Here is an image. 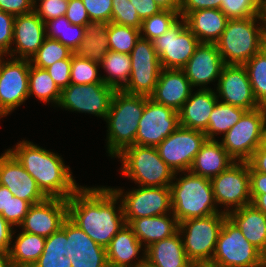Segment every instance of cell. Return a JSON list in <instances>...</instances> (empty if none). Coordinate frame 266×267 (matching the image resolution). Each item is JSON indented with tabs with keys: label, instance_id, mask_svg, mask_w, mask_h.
<instances>
[{
	"label": "cell",
	"instance_id": "74e56055",
	"mask_svg": "<svg viewBox=\"0 0 266 267\" xmlns=\"http://www.w3.org/2000/svg\"><path fill=\"white\" fill-rule=\"evenodd\" d=\"M257 102L266 107V53L263 49L244 64Z\"/></svg>",
	"mask_w": 266,
	"mask_h": 267
},
{
	"label": "cell",
	"instance_id": "753ad0ef",
	"mask_svg": "<svg viewBox=\"0 0 266 267\" xmlns=\"http://www.w3.org/2000/svg\"><path fill=\"white\" fill-rule=\"evenodd\" d=\"M263 267H266V256H265V259H264V265Z\"/></svg>",
	"mask_w": 266,
	"mask_h": 267
},
{
	"label": "cell",
	"instance_id": "8c879c8a",
	"mask_svg": "<svg viewBox=\"0 0 266 267\" xmlns=\"http://www.w3.org/2000/svg\"><path fill=\"white\" fill-rule=\"evenodd\" d=\"M262 49L266 53V30L263 36V48Z\"/></svg>",
	"mask_w": 266,
	"mask_h": 267
},
{
	"label": "cell",
	"instance_id": "816d5d0a",
	"mask_svg": "<svg viewBox=\"0 0 266 267\" xmlns=\"http://www.w3.org/2000/svg\"><path fill=\"white\" fill-rule=\"evenodd\" d=\"M44 250L65 252L64 256H69L67 252V219L63 222L62 227L58 231L46 238Z\"/></svg>",
	"mask_w": 266,
	"mask_h": 267
},
{
	"label": "cell",
	"instance_id": "4316f807",
	"mask_svg": "<svg viewBox=\"0 0 266 267\" xmlns=\"http://www.w3.org/2000/svg\"><path fill=\"white\" fill-rule=\"evenodd\" d=\"M128 225L145 249L155 242L173 236L179 228V222L172 213L140 217L133 219Z\"/></svg>",
	"mask_w": 266,
	"mask_h": 267
},
{
	"label": "cell",
	"instance_id": "4fadbf2b",
	"mask_svg": "<svg viewBox=\"0 0 266 267\" xmlns=\"http://www.w3.org/2000/svg\"><path fill=\"white\" fill-rule=\"evenodd\" d=\"M152 42L163 69H182L200 44L184 18H180L166 33Z\"/></svg>",
	"mask_w": 266,
	"mask_h": 267
},
{
	"label": "cell",
	"instance_id": "ffe728a7",
	"mask_svg": "<svg viewBox=\"0 0 266 267\" xmlns=\"http://www.w3.org/2000/svg\"><path fill=\"white\" fill-rule=\"evenodd\" d=\"M0 185L6 186L14 196L28 201L31 205L48 198L35 179L8 150L0 156Z\"/></svg>",
	"mask_w": 266,
	"mask_h": 267
},
{
	"label": "cell",
	"instance_id": "7dc6e473",
	"mask_svg": "<svg viewBox=\"0 0 266 267\" xmlns=\"http://www.w3.org/2000/svg\"><path fill=\"white\" fill-rule=\"evenodd\" d=\"M90 21L111 22L112 0H82Z\"/></svg>",
	"mask_w": 266,
	"mask_h": 267
},
{
	"label": "cell",
	"instance_id": "f546056e",
	"mask_svg": "<svg viewBox=\"0 0 266 267\" xmlns=\"http://www.w3.org/2000/svg\"><path fill=\"white\" fill-rule=\"evenodd\" d=\"M145 261L155 267H191L179 232L151 244L145 250Z\"/></svg>",
	"mask_w": 266,
	"mask_h": 267
},
{
	"label": "cell",
	"instance_id": "44dd1931",
	"mask_svg": "<svg viewBox=\"0 0 266 267\" xmlns=\"http://www.w3.org/2000/svg\"><path fill=\"white\" fill-rule=\"evenodd\" d=\"M224 66L216 43H200L182 70L192 88L203 90L211 89L206 86L219 79Z\"/></svg>",
	"mask_w": 266,
	"mask_h": 267
},
{
	"label": "cell",
	"instance_id": "5b68a950",
	"mask_svg": "<svg viewBox=\"0 0 266 267\" xmlns=\"http://www.w3.org/2000/svg\"><path fill=\"white\" fill-rule=\"evenodd\" d=\"M265 30L263 16L229 19L220 39L216 42L224 63L244 65L259 53L263 48Z\"/></svg>",
	"mask_w": 266,
	"mask_h": 267
},
{
	"label": "cell",
	"instance_id": "a7ac6f4b",
	"mask_svg": "<svg viewBox=\"0 0 266 267\" xmlns=\"http://www.w3.org/2000/svg\"><path fill=\"white\" fill-rule=\"evenodd\" d=\"M263 17H264V23L266 26V0H263Z\"/></svg>",
	"mask_w": 266,
	"mask_h": 267
},
{
	"label": "cell",
	"instance_id": "4dcf8cb0",
	"mask_svg": "<svg viewBox=\"0 0 266 267\" xmlns=\"http://www.w3.org/2000/svg\"><path fill=\"white\" fill-rule=\"evenodd\" d=\"M184 19L200 43H216L229 20L220 9L210 8L192 11Z\"/></svg>",
	"mask_w": 266,
	"mask_h": 267
},
{
	"label": "cell",
	"instance_id": "52a82bcc",
	"mask_svg": "<svg viewBox=\"0 0 266 267\" xmlns=\"http://www.w3.org/2000/svg\"><path fill=\"white\" fill-rule=\"evenodd\" d=\"M226 217L227 214L222 211L179 222L178 232L181 235L185 253L192 263L212 260Z\"/></svg>",
	"mask_w": 266,
	"mask_h": 267
},
{
	"label": "cell",
	"instance_id": "91938a15",
	"mask_svg": "<svg viewBox=\"0 0 266 267\" xmlns=\"http://www.w3.org/2000/svg\"><path fill=\"white\" fill-rule=\"evenodd\" d=\"M247 162L255 171L266 174V149L258 147Z\"/></svg>",
	"mask_w": 266,
	"mask_h": 267
},
{
	"label": "cell",
	"instance_id": "d4e9b609",
	"mask_svg": "<svg viewBox=\"0 0 266 267\" xmlns=\"http://www.w3.org/2000/svg\"><path fill=\"white\" fill-rule=\"evenodd\" d=\"M142 247L133 229L125 224L106 247L108 267H138L145 261L146 249ZM141 250L143 255L137 256Z\"/></svg>",
	"mask_w": 266,
	"mask_h": 267
},
{
	"label": "cell",
	"instance_id": "ee69618b",
	"mask_svg": "<svg viewBox=\"0 0 266 267\" xmlns=\"http://www.w3.org/2000/svg\"><path fill=\"white\" fill-rule=\"evenodd\" d=\"M111 22L141 29L142 21L130 0H112Z\"/></svg>",
	"mask_w": 266,
	"mask_h": 267
},
{
	"label": "cell",
	"instance_id": "9f6ffc18",
	"mask_svg": "<svg viewBox=\"0 0 266 267\" xmlns=\"http://www.w3.org/2000/svg\"><path fill=\"white\" fill-rule=\"evenodd\" d=\"M250 197L253 201L259 194L266 193V174L255 171L249 165Z\"/></svg>",
	"mask_w": 266,
	"mask_h": 267
},
{
	"label": "cell",
	"instance_id": "9c48e42d",
	"mask_svg": "<svg viewBox=\"0 0 266 267\" xmlns=\"http://www.w3.org/2000/svg\"><path fill=\"white\" fill-rule=\"evenodd\" d=\"M111 189L121 200L126 224L140 217L172 213L170 186H138L129 192H125L121 188Z\"/></svg>",
	"mask_w": 266,
	"mask_h": 267
},
{
	"label": "cell",
	"instance_id": "ac0fdd59",
	"mask_svg": "<svg viewBox=\"0 0 266 267\" xmlns=\"http://www.w3.org/2000/svg\"><path fill=\"white\" fill-rule=\"evenodd\" d=\"M216 95L220 102L253 110L257 102L244 65L225 64L217 81Z\"/></svg>",
	"mask_w": 266,
	"mask_h": 267
},
{
	"label": "cell",
	"instance_id": "7c38bea8",
	"mask_svg": "<svg viewBox=\"0 0 266 267\" xmlns=\"http://www.w3.org/2000/svg\"><path fill=\"white\" fill-rule=\"evenodd\" d=\"M129 55L132 63L131 74L122 91L130 95L150 97L154 93L162 69L153 42L140 37Z\"/></svg>",
	"mask_w": 266,
	"mask_h": 267
},
{
	"label": "cell",
	"instance_id": "cb8c5ba5",
	"mask_svg": "<svg viewBox=\"0 0 266 267\" xmlns=\"http://www.w3.org/2000/svg\"><path fill=\"white\" fill-rule=\"evenodd\" d=\"M191 92H193L192 86L182 69L162 68L150 98L179 112Z\"/></svg>",
	"mask_w": 266,
	"mask_h": 267
},
{
	"label": "cell",
	"instance_id": "e0dca14e",
	"mask_svg": "<svg viewBox=\"0 0 266 267\" xmlns=\"http://www.w3.org/2000/svg\"><path fill=\"white\" fill-rule=\"evenodd\" d=\"M179 126V112L148 97L139 121L135 144L157 147Z\"/></svg>",
	"mask_w": 266,
	"mask_h": 267
},
{
	"label": "cell",
	"instance_id": "2e32d148",
	"mask_svg": "<svg viewBox=\"0 0 266 267\" xmlns=\"http://www.w3.org/2000/svg\"><path fill=\"white\" fill-rule=\"evenodd\" d=\"M207 140L203 131L179 126L157 147L161 159L174 172L189 171L196 154Z\"/></svg>",
	"mask_w": 266,
	"mask_h": 267
},
{
	"label": "cell",
	"instance_id": "f907efd6",
	"mask_svg": "<svg viewBox=\"0 0 266 267\" xmlns=\"http://www.w3.org/2000/svg\"><path fill=\"white\" fill-rule=\"evenodd\" d=\"M65 252L43 250L39 259L32 267H72L70 257Z\"/></svg>",
	"mask_w": 266,
	"mask_h": 267
},
{
	"label": "cell",
	"instance_id": "f1b7e54d",
	"mask_svg": "<svg viewBox=\"0 0 266 267\" xmlns=\"http://www.w3.org/2000/svg\"><path fill=\"white\" fill-rule=\"evenodd\" d=\"M235 160L219 140H206L196 154L190 172L211 179L226 170Z\"/></svg>",
	"mask_w": 266,
	"mask_h": 267
},
{
	"label": "cell",
	"instance_id": "d590c367",
	"mask_svg": "<svg viewBox=\"0 0 266 267\" xmlns=\"http://www.w3.org/2000/svg\"><path fill=\"white\" fill-rule=\"evenodd\" d=\"M46 37L60 41L72 52L81 44L85 36V26L72 24L66 16L45 22Z\"/></svg>",
	"mask_w": 266,
	"mask_h": 267
},
{
	"label": "cell",
	"instance_id": "5bb4252c",
	"mask_svg": "<svg viewBox=\"0 0 266 267\" xmlns=\"http://www.w3.org/2000/svg\"><path fill=\"white\" fill-rule=\"evenodd\" d=\"M4 58L0 56V118L29 98L30 59Z\"/></svg>",
	"mask_w": 266,
	"mask_h": 267
},
{
	"label": "cell",
	"instance_id": "30bf717a",
	"mask_svg": "<svg viewBox=\"0 0 266 267\" xmlns=\"http://www.w3.org/2000/svg\"><path fill=\"white\" fill-rule=\"evenodd\" d=\"M210 181L216 205H223L224 213L228 214L230 211L252 203L247 161H235Z\"/></svg>",
	"mask_w": 266,
	"mask_h": 267
},
{
	"label": "cell",
	"instance_id": "7bdbcfd3",
	"mask_svg": "<svg viewBox=\"0 0 266 267\" xmlns=\"http://www.w3.org/2000/svg\"><path fill=\"white\" fill-rule=\"evenodd\" d=\"M220 10L228 19L263 16V0H221Z\"/></svg>",
	"mask_w": 266,
	"mask_h": 267
},
{
	"label": "cell",
	"instance_id": "6da1fadb",
	"mask_svg": "<svg viewBox=\"0 0 266 267\" xmlns=\"http://www.w3.org/2000/svg\"><path fill=\"white\" fill-rule=\"evenodd\" d=\"M67 205L68 218L104 248L126 224L121 200L110 186H81Z\"/></svg>",
	"mask_w": 266,
	"mask_h": 267
},
{
	"label": "cell",
	"instance_id": "3957f363",
	"mask_svg": "<svg viewBox=\"0 0 266 267\" xmlns=\"http://www.w3.org/2000/svg\"><path fill=\"white\" fill-rule=\"evenodd\" d=\"M147 96L130 95L122 90L114 93L105 119L107 127V152L114 158L124 148L135 145L139 121L145 109Z\"/></svg>",
	"mask_w": 266,
	"mask_h": 267
},
{
	"label": "cell",
	"instance_id": "681fc988",
	"mask_svg": "<svg viewBox=\"0 0 266 267\" xmlns=\"http://www.w3.org/2000/svg\"><path fill=\"white\" fill-rule=\"evenodd\" d=\"M71 63L72 55L68 59L57 61L46 68V71L61 91L71 84Z\"/></svg>",
	"mask_w": 266,
	"mask_h": 267
},
{
	"label": "cell",
	"instance_id": "ba28073f",
	"mask_svg": "<svg viewBox=\"0 0 266 267\" xmlns=\"http://www.w3.org/2000/svg\"><path fill=\"white\" fill-rule=\"evenodd\" d=\"M264 259L265 255L243 236L227 216L211 261L221 267H263Z\"/></svg>",
	"mask_w": 266,
	"mask_h": 267
},
{
	"label": "cell",
	"instance_id": "484cf974",
	"mask_svg": "<svg viewBox=\"0 0 266 267\" xmlns=\"http://www.w3.org/2000/svg\"><path fill=\"white\" fill-rule=\"evenodd\" d=\"M212 89H198L190 94L188 100L179 111V125L189 129L205 131L210 115L219 101Z\"/></svg>",
	"mask_w": 266,
	"mask_h": 267
},
{
	"label": "cell",
	"instance_id": "f5cc1de1",
	"mask_svg": "<svg viewBox=\"0 0 266 267\" xmlns=\"http://www.w3.org/2000/svg\"><path fill=\"white\" fill-rule=\"evenodd\" d=\"M65 16L74 25L85 26L90 21L82 0H69Z\"/></svg>",
	"mask_w": 266,
	"mask_h": 267
},
{
	"label": "cell",
	"instance_id": "89a4df30",
	"mask_svg": "<svg viewBox=\"0 0 266 267\" xmlns=\"http://www.w3.org/2000/svg\"><path fill=\"white\" fill-rule=\"evenodd\" d=\"M138 267H155V266L149 264L147 261H144Z\"/></svg>",
	"mask_w": 266,
	"mask_h": 267
},
{
	"label": "cell",
	"instance_id": "6125c7cd",
	"mask_svg": "<svg viewBox=\"0 0 266 267\" xmlns=\"http://www.w3.org/2000/svg\"><path fill=\"white\" fill-rule=\"evenodd\" d=\"M8 188L0 185V214L7 212Z\"/></svg>",
	"mask_w": 266,
	"mask_h": 267
},
{
	"label": "cell",
	"instance_id": "680465c9",
	"mask_svg": "<svg viewBox=\"0 0 266 267\" xmlns=\"http://www.w3.org/2000/svg\"><path fill=\"white\" fill-rule=\"evenodd\" d=\"M13 235V226L0 214V252H9Z\"/></svg>",
	"mask_w": 266,
	"mask_h": 267
},
{
	"label": "cell",
	"instance_id": "db71d44e",
	"mask_svg": "<svg viewBox=\"0 0 266 267\" xmlns=\"http://www.w3.org/2000/svg\"><path fill=\"white\" fill-rule=\"evenodd\" d=\"M221 0H180L179 14L185 18L190 12L200 9H220Z\"/></svg>",
	"mask_w": 266,
	"mask_h": 267
},
{
	"label": "cell",
	"instance_id": "8992f818",
	"mask_svg": "<svg viewBox=\"0 0 266 267\" xmlns=\"http://www.w3.org/2000/svg\"><path fill=\"white\" fill-rule=\"evenodd\" d=\"M115 158L121 161V174L138 186H170L175 172L159 156L156 147L130 145Z\"/></svg>",
	"mask_w": 266,
	"mask_h": 267
},
{
	"label": "cell",
	"instance_id": "7a4b0ae2",
	"mask_svg": "<svg viewBox=\"0 0 266 267\" xmlns=\"http://www.w3.org/2000/svg\"><path fill=\"white\" fill-rule=\"evenodd\" d=\"M35 179L40 190L48 198L69 199L80 187L69 166L58 154L22 140L14 148L7 149Z\"/></svg>",
	"mask_w": 266,
	"mask_h": 267
},
{
	"label": "cell",
	"instance_id": "2644e50d",
	"mask_svg": "<svg viewBox=\"0 0 266 267\" xmlns=\"http://www.w3.org/2000/svg\"><path fill=\"white\" fill-rule=\"evenodd\" d=\"M29 1L32 4L33 8H35L37 6V4H38V1H40V3H41V2H43L45 0H29Z\"/></svg>",
	"mask_w": 266,
	"mask_h": 267
},
{
	"label": "cell",
	"instance_id": "ab89813d",
	"mask_svg": "<svg viewBox=\"0 0 266 267\" xmlns=\"http://www.w3.org/2000/svg\"><path fill=\"white\" fill-rule=\"evenodd\" d=\"M179 11L161 10L142 21L141 38L153 41L166 33L180 19Z\"/></svg>",
	"mask_w": 266,
	"mask_h": 267
},
{
	"label": "cell",
	"instance_id": "8d00e7d4",
	"mask_svg": "<svg viewBox=\"0 0 266 267\" xmlns=\"http://www.w3.org/2000/svg\"><path fill=\"white\" fill-rule=\"evenodd\" d=\"M31 95L44 103L51 102L56 106H58L61 98V90L46 69L33 66L30 63L28 96Z\"/></svg>",
	"mask_w": 266,
	"mask_h": 267
},
{
	"label": "cell",
	"instance_id": "b9f144b4",
	"mask_svg": "<svg viewBox=\"0 0 266 267\" xmlns=\"http://www.w3.org/2000/svg\"><path fill=\"white\" fill-rule=\"evenodd\" d=\"M100 64L72 54L71 84L104 83L98 73Z\"/></svg>",
	"mask_w": 266,
	"mask_h": 267
},
{
	"label": "cell",
	"instance_id": "bcb514c9",
	"mask_svg": "<svg viewBox=\"0 0 266 267\" xmlns=\"http://www.w3.org/2000/svg\"><path fill=\"white\" fill-rule=\"evenodd\" d=\"M69 0H45L34 8L38 17L45 23L48 20L66 15Z\"/></svg>",
	"mask_w": 266,
	"mask_h": 267
},
{
	"label": "cell",
	"instance_id": "1f68e13d",
	"mask_svg": "<svg viewBox=\"0 0 266 267\" xmlns=\"http://www.w3.org/2000/svg\"><path fill=\"white\" fill-rule=\"evenodd\" d=\"M108 26L109 23L100 21L87 22L84 39L73 54L100 64L110 51L107 37Z\"/></svg>",
	"mask_w": 266,
	"mask_h": 267
},
{
	"label": "cell",
	"instance_id": "603a6c76",
	"mask_svg": "<svg viewBox=\"0 0 266 267\" xmlns=\"http://www.w3.org/2000/svg\"><path fill=\"white\" fill-rule=\"evenodd\" d=\"M67 252L72 267H108L106 248L67 218Z\"/></svg>",
	"mask_w": 266,
	"mask_h": 267
},
{
	"label": "cell",
	"instance_id": "f35d334b",
	"mask_svg": "<svg viewBox=\"0 0 266 267\" xmlns=\"http://www.w3.org/2000/svg\"><path fill=\"white\" fill-rule=\"evenodd\" d=\"M110 51L130 54L140 39V29L131 26L109 23L107 31Z\"/></svg>",
	"mask_w": 266,
	"mask_h": 267
},
{
	"label": "cell",
	"instance_id": "7402d4cb",
	"mask_svg": "<svg viewBox=\"0 0 266 267\" xmlns=\"http://www.w3.org/2000/svg\"><path fill=\"white\" fill-rule=\"evenodd\" d=\"M45 39V23L34 10L27 14L17 15L14 20L12 41V44L16 46L11 47L8 56L31 59Z\"/></svg>",
	"mask_w": 266,
	"mask_h": 267
},
{
	"label": "cell",
	"instance_id": "c3c4849f",
	"mask_svg": "<svg viewBox=\"0 0 266 267\" xmlns=\"http://www.w3.org/2000/svg\"><path fill=\"white\" fill-rule=\"evenodd\" d=\"M15 16L0 10V56L10 53Z\"/></svg>",
	"mask_w": 266,
	"mask_h": 267
},
{
	"label": "cell",
	"instance_id": "11a10c76",
	"mask_svg": "<svg viewBox=\"0 0 266 267\" xmlns=\"http://www.w3.org/2000/svg\"><path fill=\"white\" fill-rule=\"evenodd\" d=\"M0 10L17 16L30 13L34 8L29 0H0Z\"/></svg>",
	"mask_w": 266,
	"mask_h": 267
},
{
	"label": "cell",
	"instance_id": "6f0895ef",
	"mask_svg": "<svg viewBox=\"0 0 266 267\" xmlns=\"http://www.w3.org/2000/svg\"><path fill=\"white\" fill-rule=\"evenodd\" d=\"M141 21L159 13L162 9L154 0H130Z\"/></svg>",
	"mask_w": 266,
	"mask_h": 267
},
{
	"label": "cell",
	"instance_id": "e575fe53",
	"mask_svg": "<svg viewBox=\"0 0 266 267\" xmlns=\"http://www.w3.org/2000/svg\"><path fill=\"white\" fill-rule=\"evenodd\" d=\"M246 110L244 108L220 102L216 103L207 129L204 131L207 140H216L215 136H223L237 123Z\"/></svg>",
	"mask_w": 266,
	"mask_h": 267
},
{
	"label": "cell",
	"instance_id": "03108f58",
	"mask_svg": "<svg viewBox=\"0 0 266 267\" xmlns=\"http://www.w3.org/2000/svg\"><path fill=\"white\" fill-rule=\"evenodd\" d=\"M191 267H221L217 263L212 261H204V262H194Z\"/></svg>",
	"mask_w": 266,
	"mask_h": 267
},
{
	"label": "cell",
	"instance_id": "9a60e30c",
	"mask_svg": "<svg viewBox=\"0 0 266 267\" xmlns=\"http://www.w3.org/2000/svg\"><path fill=\"white\" fill-rule=\"evenodd\" d=\"M116 89L105 83L70 84L61 91L58 106L106 119Z\"/></svg>",
	"mask_w": 266,
	"mask_h": 267
},
{
	"label": "cell",
	"instance_id": "83f0119b",
	"mask_svg": "<svg viewBox=\"0 0 266 267\" xmlns=\"http://www.w3.org/2000/svg\"><path fill=\"white\" fill-rule=\"evenodd\" d=\"M227 216L243 236L266 256V215L253 204L230 211Z\"/></svg>",
	"mask_w": 266,
	"mask_h": 267
},
{
	"label": "cell",
	"instance_id": "be15d7a7",
	"mask_svg": "<svg viewBox=\"0 0 266 267\" xmlns=\"http://www.w3.org/2000/svg\"><path fill=\"white\" fill-rule=\"evenodd\" d=\"M257 209L262 211L266 215V193L259 194L252 203Z\"/></svg>",
	"mask_w": 266,
	"mask_h": 267
},
{
	"label": "cell",
	"instance_id": "d6986e66",
	"mask_svg": "<svg viewBox=\"0 0 266 267\" xmlns=\"http://www.w3.org/2000/svg\"><path fill=\"white\" fill-rule=\"evenodd\" d=\"M68 218L67 200L47 198L31 205L23 222L18 226L22 231L47 238L58 231Z\"/></svg>",
	"mask_w": 266,
	"mask_h": 267
},
{
	"label": "cell",
	"instance_id": "8fae6325",
	"mask_svg": "<svg viewBox=\"0 0 266 267\" xmlns=\"http://www.w3.org/2000/svg\"><path fill=\"white\" fill-rule=\"evenodd\" d=\"M265 117V106L246 110L239 122L223 136L221 144L235 161H248L260 147Z\"/></svg>",
	"mask_w": 266,
	"mask_h": 267
},
{
	"label": "cell",
	"instance_id": "f6af8a7d",
	"mask_svg": "<svg viewBox=\"0 0 266 267\" xmlns=\"http://www.w3.org/2000/svg\"><path fill=\"white\" fill-rule=\"evenodd\" d=\"M30 206L31 204L28 201L14 196L8 189L7 212H3L1 215L13 227H18L23 222Z\"/></svg>",
	"mask_w": 266,
	"mask_h": 267
},
{
	"label": "cell",
	"instance_id": "d6a6232c",
	"mask_svg": "<svg viewBox=\"0 0 266 267\" xmlns=\"http://www.w3.org/2000/svg\"><path fill=\"white\" fill-rule=\"evenodd\" d=\"M9 250V256L14 267H32L44 250L46 238L20 231ZM13 244V245H12Z\"/></svg>",
	"mask_w": 266,
	"mask_h": 267
},
{
	"label": "cell",
	"instance_id": "60d3db41",
	"mask_svg": "<svg viewBox=\"0 0 266 267\" xmlns=\"http://www.w3.org/2000/svg\"><path fill=\"white\" fill-rule=\"evenodd\" d=\"M73 52L60 41L46 37L41 47L30 59L33 66L46 69L57 61L68 59Z\"/></svg>",
	"mask_w": 266,
	"mask_h": 267
},
{
	"label": "cell",
	"instance_id": "277c9868",
	"mask_svg": "<svg viewBox=\"0 0 266 267\" xmlns=\"http://www.w3.org/2000/svg\"><path fill=\"white\" fill-rule=\"evenodd\" d=\"M181 173L184 176L176 178V172L170 184L172 214L178 222L222 212L217 208L210 179L190 171Z\"/></svg>",
	"mask_w": 266,
	"mask_h": 267
},
{
	"label": "cell",
	"instance_id": "003e7915",
	"mask_svg": "<svg viewBox=\"0 0 266 267\" xmlns=\"http://www.w3.org/2000/svg\"><path fill=\"white\" fill-rule=\"evenodd\" d=\"M260 148L266 149V117L262 126L261 143Z\"/></svg>",
	"mask_w": 266,
	"mask_h": 267
},
{
	"label": "cell",
	"instance_id": "94428289",
	"mask_svg": "<svg viewBox=\"0 0 266 267\" xmlns=\"http://www.w3.org/2000/svg\"><path fill=\"white\" fill-rule=\"evenodd\" d=\"M162 10L179 11L180 0H154Z\"/></svg>",
	"mask_w": 266,
	"mask_h": 267
},
{
	"label": "cell",
	"instance_id": "e7e4bbea",
	"mask_svg": "<svg viewBox=\"0 0 266 267\" xmlns=\"http://www.w3.org/2000/svg\"><path fill=\"white\" fill-rule=\"evenodd\" d=\"M0 267H14L9 252H0Z\"/></svg>",
	"mask_w": 266,
	"mask_h": 267
},
{
	"label": "cell",
	"instance_id": "836d02e7",
	"mask_svg": "<svg viewBox=\"0 0 266 267\" xmlns=\"http://www.w3.org/2000/svg\"><path fill=\"white\" fill-rule=\"evenodd\" d=\"M131 66L129 54L109 51L100 63V67L107 73V75H101V79L106 85L122 90L129 82Z\"/></svg>",
	"mask_w": 266,
	"mask_h": 267
}]
</instances>
